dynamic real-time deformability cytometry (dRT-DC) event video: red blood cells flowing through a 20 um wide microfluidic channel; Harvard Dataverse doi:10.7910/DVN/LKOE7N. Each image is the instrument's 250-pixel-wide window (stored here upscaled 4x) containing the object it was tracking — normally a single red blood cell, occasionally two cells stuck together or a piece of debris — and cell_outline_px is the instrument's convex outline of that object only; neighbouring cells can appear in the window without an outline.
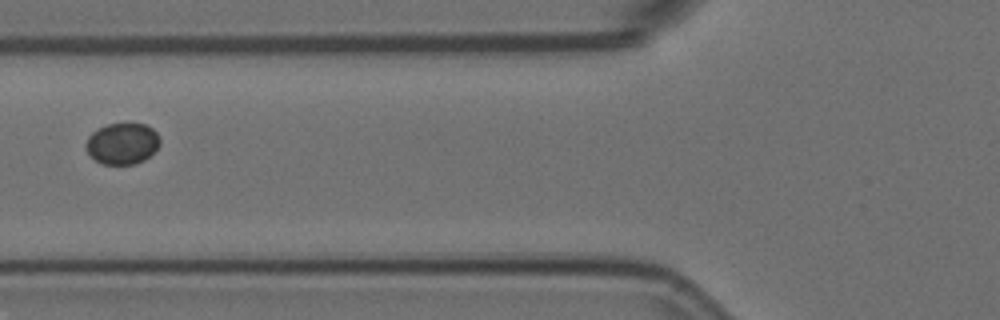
{"species": "Egyptian fruit bat (a non-hibernating species)", "species_latin": "Rousettus aegyptiacus", "temperature_condition": "room temperature", "stored_images_in_passage": 4, "camera_frame_rate_fps": 3000, "um_per_image_px": 0.085, "animal": {"sex": "female"}, "frame": {"image": 1, "passage_image": 3, "time_ms": 0.667, "image_size_px": [1000, 320], "cell_outline_px": [[160, 144], [144, 160], [132, 164], [104, 164], [96, 160], [88, 152], [84, 144], [88, 136], [96, 128], [108, 124], [128, 120], [144, 124], [152, 128], [156, 132], [160, 140]], "centroid_in_image_um": [10.38, 12.14], "position_along_channel_um": 115.4, "area_um2": 18.15}}
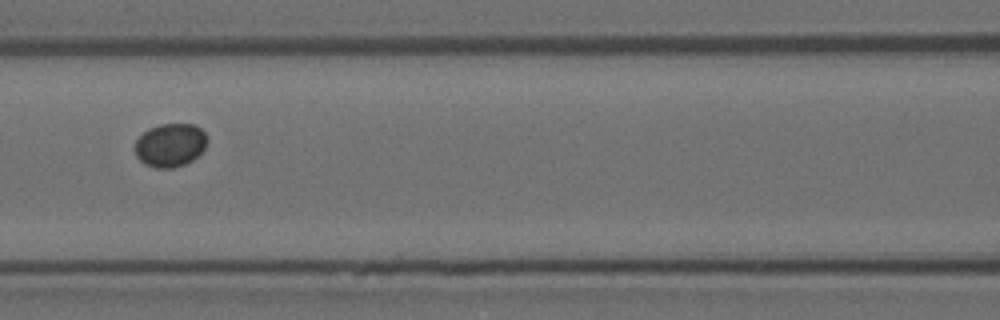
{"frame": {"image": 2, "passage_image": 4, "time_ms": 1.0, "image_size_px": [1000, 320], "cell_outline_px": [[208, 140], [204, 148], [192, 160], [184, 164], [172, 168], [156, 168], [144, 164], [136, 156], [136, 140], [148, 128], [160, 124], [196, 124], [204, 132]], "centroid_in_image_um": [14.47, 12.32], "position_along_channel_um": 152.1, "area_um2": 18.21}}